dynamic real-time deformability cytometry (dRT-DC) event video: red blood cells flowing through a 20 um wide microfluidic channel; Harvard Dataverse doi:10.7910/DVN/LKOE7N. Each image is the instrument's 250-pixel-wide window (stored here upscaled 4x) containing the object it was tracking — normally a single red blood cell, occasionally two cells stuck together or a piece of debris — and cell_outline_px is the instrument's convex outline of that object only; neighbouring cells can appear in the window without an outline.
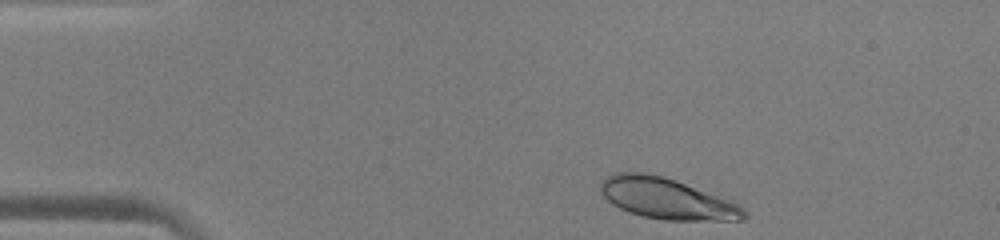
{"species": "human", "species_latin": "Homo sapiens", "temperature_condition": "warm", "stored_images_in_passage": 44, "camera_frame_rate_fps": 3000, "um_per_image_px": 0.085, "donor": {"sex": "male"}, "frame": {"image": 1, "passage_image": 1, "time_ms": 0.0, "image_size_px": [1000, 240], "cell_outline_px": [[748, 216], [744, 220], [664, 220], [640, 216], [628, 212], [612, 204], [600, 192], [600, 180], [604, 176], [616, 172], [644, 172], [664, 176], [676, 180], [728, 200], [744, 208], [748, 212]], "centroid_in_image_um": [56.63, 16.87], "position_along_channel_um": 28.4, "area_um2": 34.39}}
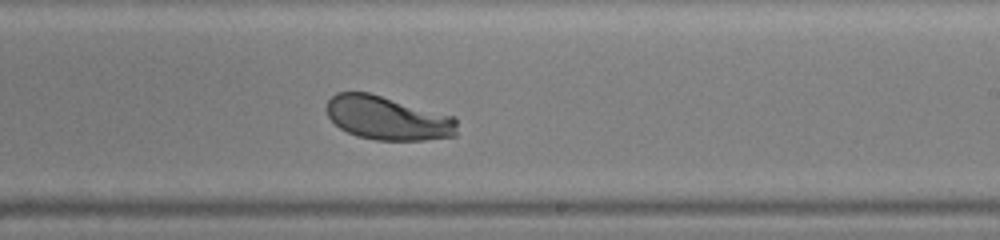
{"frame": {"image": 2, "passage_image": 24, "time_ms": 7.667, "image_size_px": [1000, 240], "cell_outline_px": [[456, 136], [424, 140], [376, 140], [356, 136], [340, 128], [328, 116], [324, 108], [328, 100], [336, 92], [368, 92], [456, 116]], "centroid_in_image_um": [32.94, 10.03], "position_along_channel_um": 256.1, "area_um2": 33.52}}
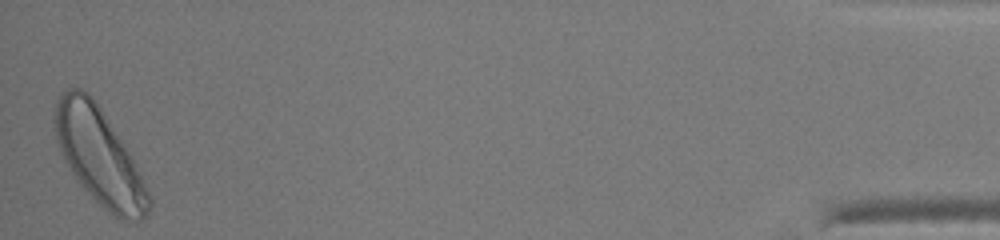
{"frame": {"image": 3, "passage_image": 44, "time_ms": 14.333, "image_size_px": [1000, 240], "cell_outline_px": [[152, 204], [148, 216], [140, 220], [120, 220], [112, 216], [76, 180], [64, 160], [56, 140], [56, 100], [68, 88], [80, 88], [88, 92], [92, 96], [132, 156], [152, 196]], "centroid_in_image_um": [8.49, 13.35], "position_along_channel_um": 426.7, "area_um2": 52.42}, "authors_computed_cell_mechanics": {"area_um2": 34.4777, "velocity_mm_per_s": 3.9061, "shape_relaxation_time_tau1_ms": 2.7827, "shape_relaxation_time_tau2_ms": null, "deformation_change_tau1": 0.1691, "deformation_change_tau2": null}}